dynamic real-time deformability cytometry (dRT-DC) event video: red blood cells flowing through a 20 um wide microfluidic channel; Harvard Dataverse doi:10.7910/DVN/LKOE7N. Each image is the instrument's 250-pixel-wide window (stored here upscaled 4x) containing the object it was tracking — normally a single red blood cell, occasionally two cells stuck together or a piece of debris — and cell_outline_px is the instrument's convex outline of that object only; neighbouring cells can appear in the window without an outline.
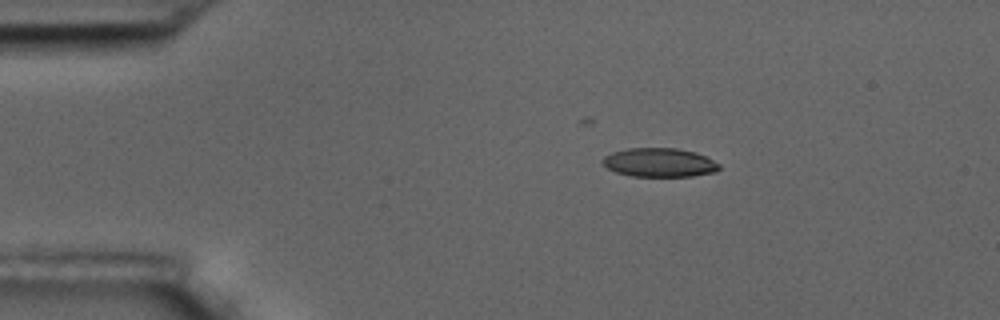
{"species": "common noctule bat (a hibernating species)", "species_latin": "Nyctalus noctula", "temperature_condition": "room temperature", "stored_images_in_passage": 2, "camera_frame_rate_fps": 3000, "um_per_image_px": 0.085, "animal": {"sex": "male", "body_mass_g": 17.5, "forearm_length_mm": 52.3}, "frame": {"image": 1, "passage_image": 1, "time_ms": 0.0, "image_size_px": [1000, 320], "cell_outline_px": [[720, 168], [716, 172], [692, 176], [632, 176], [616, 172], [608, 168], [600, 160], [604, 156], [612, 152], [628, 148], [676, 148], [696, 152], [720, 164]], "centroid_in_image_um": [56.04, 13.81], "position_along_channel_um": 29.0, "area_um2": 19.59}}